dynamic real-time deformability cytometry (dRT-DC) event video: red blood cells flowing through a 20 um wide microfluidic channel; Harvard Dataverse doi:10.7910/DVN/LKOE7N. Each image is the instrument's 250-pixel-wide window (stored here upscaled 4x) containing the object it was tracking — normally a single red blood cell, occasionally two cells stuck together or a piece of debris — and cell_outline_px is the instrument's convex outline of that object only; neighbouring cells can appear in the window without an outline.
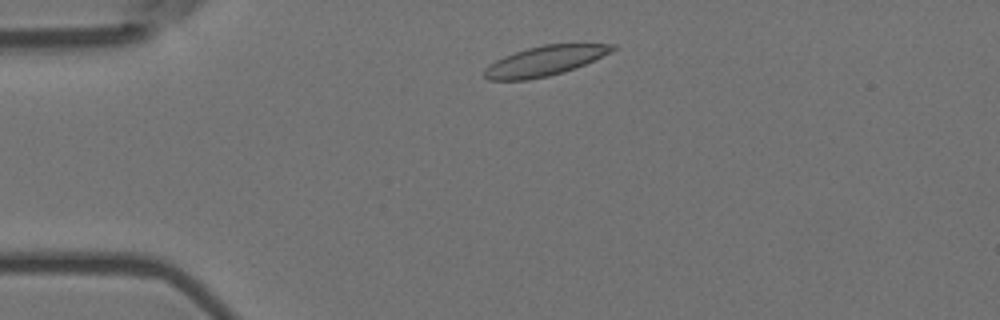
{"species": "Egyptian fruit bat (a non-hibernating species)", "species_latin": "Rousettus aegyptiacus", "temperature_condition": "room temperature", "stored_images_in_passage": 2, "camera_frame_rate_fps": 3000, "um_per_image_px": 0.085, "animal": {"sex": "female"}, "frame": {"image": 1, "passage_image": 1, "time_ms": 0.0, "image_size_px": [1000, 320], "cell_outline_px": [[616, 48], [612, 52], [576, 68], [564, 72], [548, 76], [528, 80], [488, 80], [484, 76], [484, 68], [488, 64], [504, 56], [528, 48], [544, 44], [616, 44]], "centroid_in_image_um": [46.3, 5.18], "position_along_channel_um": 38.7, "area_um2": 22.25}}